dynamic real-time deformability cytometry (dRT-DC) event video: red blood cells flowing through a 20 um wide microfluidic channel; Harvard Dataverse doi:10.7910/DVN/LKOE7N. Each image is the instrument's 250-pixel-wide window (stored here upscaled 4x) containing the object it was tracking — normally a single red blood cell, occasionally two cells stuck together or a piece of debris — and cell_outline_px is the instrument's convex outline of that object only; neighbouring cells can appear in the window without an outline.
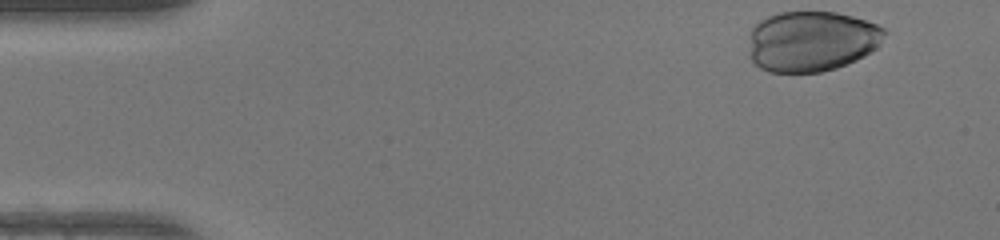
{"species": "human", "species_latin": "Homo sapiens", "temperature_condition": "warm", "stored_images_in_passage": 36, "camera_frame_rate_fps": 3000, "um_per_image_px": 0.085, "donor": {"sex": "female"}, "frame": {"image": 1, "passage_image": 1, "time_ms": 0.0, "image_size_px": [1000, 240], "cell_outline_px": [[888, 32], [880, 44], [872, 52], [856, 60], [836, 68], [820, 72], [768, 72], [760, 68], [752, 60], [752, 28], [760, 20], [768, 16], [780, 12], [836, 12], [852, 16], [876, 24], [884, 28]], "centroid_in_image_um": [69.05, 3.5], "position_along_channel_um": 16.0, "area_um2": 47.63}}
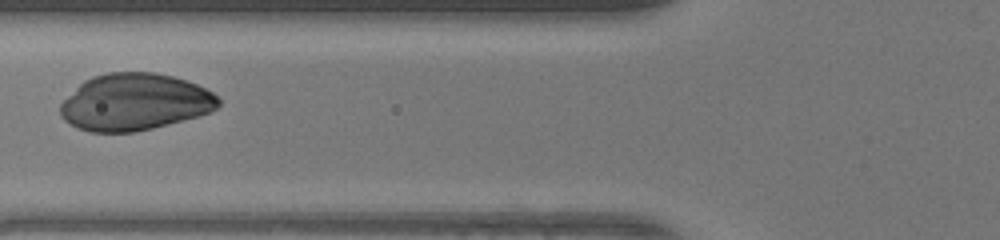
{"frame": {"image": 2, "passage_image": 16, "time_ms": 5.0, "image_size_px": [1000, 240], "cell_outline_px": [[220, 104], [212, 112], [152, 128], [136, 132], [92, 132], [76, 128], [64, 120], [60, 116], [60, 104], [84, 80], [92, 76], [108, 72], [156, 72], [172, 76], [196, 84], [212, 92], [220, 100]], "centroid_in_image_um": [11.43, 8.68], "position_along_channel_um": 114.4, "area_um2": 52.31}}
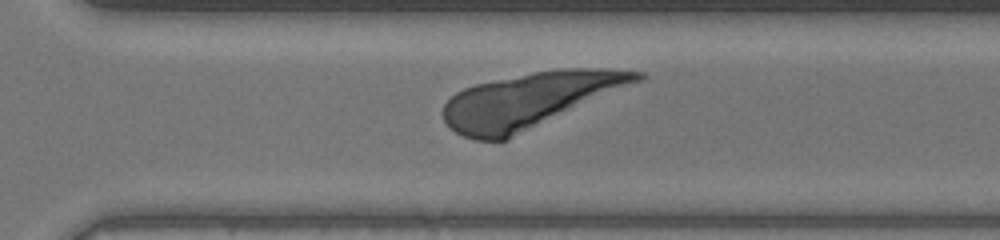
{"frame": {"image": 3, "passage_image": 31, "time_ms": 10.0, "image_size_px": [1000, 240], "cell_outline_px": [[648, 76], [644, 80], [508, 140], [476, 140], [464, 136], [448, 128], [444, 120], [444, 104], [456, 92], [464, 88], [476, 84], [556, 68], [600, 68], [644, 72]], "centroid_in_image_um": [45.08, 8.53], "position_along_channel_um": 325.5, "area_um2": 62.42}}